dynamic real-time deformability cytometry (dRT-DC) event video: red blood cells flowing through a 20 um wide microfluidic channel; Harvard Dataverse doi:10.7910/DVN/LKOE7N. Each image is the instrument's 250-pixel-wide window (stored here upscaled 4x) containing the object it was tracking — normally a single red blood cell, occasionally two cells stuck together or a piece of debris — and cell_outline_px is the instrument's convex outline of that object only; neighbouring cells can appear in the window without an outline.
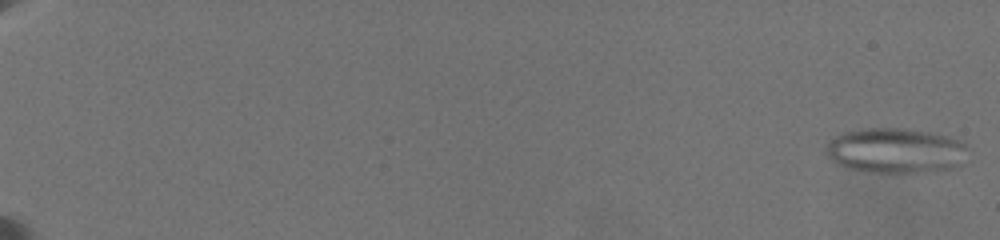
{"species": "common noctule bat (a hibernating species)", "species_latin": "Nyctalus noctula", "temperature_condition": "warm", "stored_images_in_passage": 28, "camera_frame_rate_fps": 3000, "um_per_image_px": 0.085, "animal": {"sex": "female", "body_mass_g": 19.5, "forearm_length_mm": 54.1}, "frame": {"image": 1, "passage_image": 1, "time_ms": 0.0, "image_size_px": [1000, 240], "cell_outline_px": [[964, 164], [952, 168], [924, 172], [872, 172], [848, 168], [836, 164], [824, 152], [824, 148], [836, 136], [844, 132], [868, 128], [904, 128], [928, 132], [948, 136], [964, 144]], "centroid_in_image_um": [76.09, 12.81], "position_along_channel_um": 8.9, "area_um2": 36.99}}
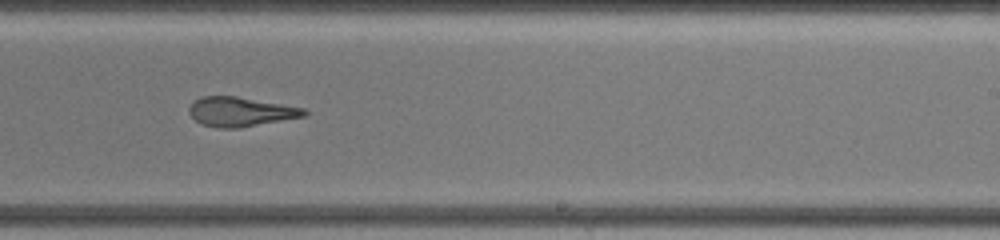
{"frame": {"image": 2, "passage_image": 17, "time_ms": 14.0, "image_size_px": [1000, 240], "cell_outline_px": [[308, 112], [304, 116], [240, 128], [216, 128], [200, 124], [188, 112], [188, 108], [200, 96], [236, 96], [304, 108]], "centroid_in_image_um": [20.41, 9.5], "position_along_channel_um": 268.6, "area_um2": 19.59}}
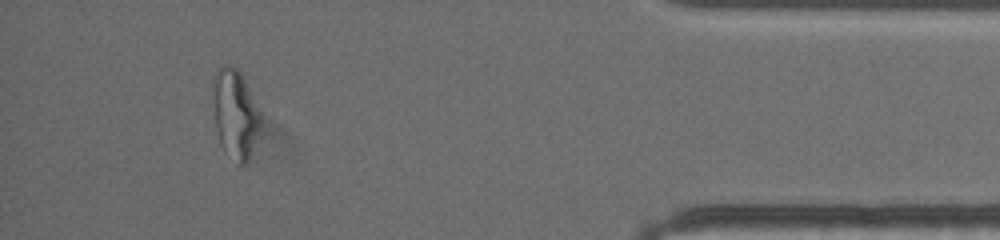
{"frame": {"image": 3, "passage_image": 25, "time_ms": 19.333, "image_size_px": [1000, 240], "cell_outline_px": [[260, 124], [248, 160], [244, 164], [240, 164], [224, 152], [220, 144], [216, 128], [216, 76], [220, 68], [236, 68], [240, 72], [260, 112]], "centroid_in_image_um": [20.03, 9.78], "position_along_channel_um": 415.2, "area_um2": 22.95}, "authors_computed_cell_mechanics": {"area_um2": 25.143, "velocity_mm_per_s": 3.5384, "shape_relaxation_time_tau1_ms": null, "shape_relaxation_time_tau2_ms": 1.92, "deformation_change_tau1": null, "deformation_change_tau2": 0.0903}}